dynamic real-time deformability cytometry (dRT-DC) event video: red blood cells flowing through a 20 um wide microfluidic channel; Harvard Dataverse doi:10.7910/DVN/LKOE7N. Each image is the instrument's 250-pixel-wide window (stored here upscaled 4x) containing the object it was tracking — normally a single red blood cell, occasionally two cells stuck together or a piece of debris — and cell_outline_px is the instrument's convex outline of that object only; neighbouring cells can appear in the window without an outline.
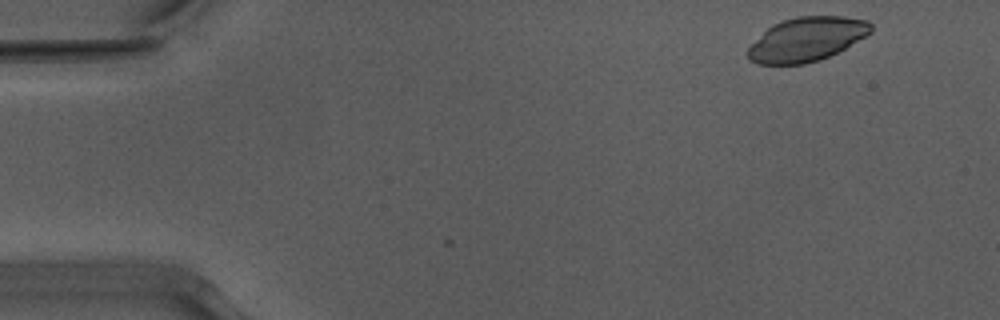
{"species": "Egyptian fruit bat (a non-hibernating species)", "species_latin": "Rousettus aegyptiacus", "temperature_condition": "warm", "stored_images_in_passage": 4, "camera_frame_rate_fps": 3000, "um_per_image_px": 0.085, "animal": {"sex": "male"}, "frame": {"image": 1, "passage_image": 4, "time_ms": 1.0, "image_size_px": [1000, 320], "cell_outline_px": [[872, 32], [844, 48], [828, 56], [804, 64], [756, 64], [748, 60], [744, 52], [772, 24], [796, 16], [844, 16], [868, 20], [872, 24]], "centroid_in_image_um": [68.54, 3.33], "position_along_channel_um": 16.5, "area_um2": 31.44}}